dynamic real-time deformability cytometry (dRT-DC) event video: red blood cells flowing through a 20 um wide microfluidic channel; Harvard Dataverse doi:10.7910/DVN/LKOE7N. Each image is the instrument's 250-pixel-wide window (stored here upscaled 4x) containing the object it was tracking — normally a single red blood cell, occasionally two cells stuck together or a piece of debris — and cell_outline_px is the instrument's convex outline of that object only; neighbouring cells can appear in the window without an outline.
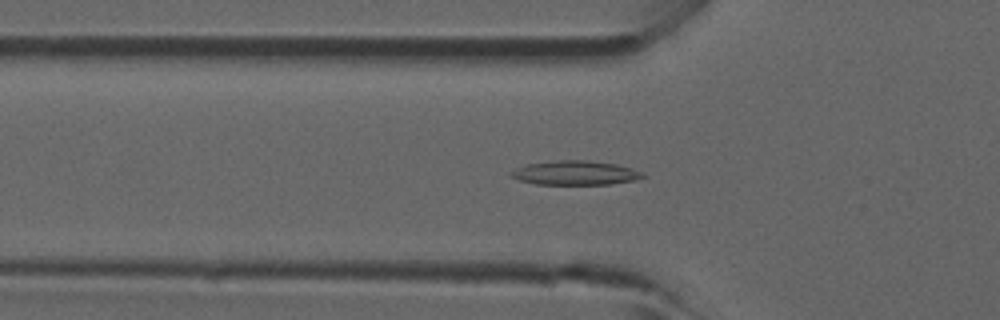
{"species": "common noctule bat (a hibernating species)", "species_latin": "Nyctalus noctula", "temperature_condition": "room temperature", "stored_images_in_passage": 34, "camera_frame_rate_fps": 3000, "um_per_image_px": 0.085, "animal": {"sex": "male", "forearm_length_mm": 52.5}, "frame": {"image": 1, "passage_image": 3, "time_ms": 0.667, "image_size_px": [1000, 320], "cell_outline_px": [[644, 176], [632, 180], [608, 184], [536, 184], [520, 180], [508, 176], [508, 172], [524, 164], [556, 160], [588, 160], [616, 164], [632, 168], [644, 172]], "centroid_in_image_um": [48.83, 14.68], "position_along_channel_um": 77.0, "area_um2": 18.61}}
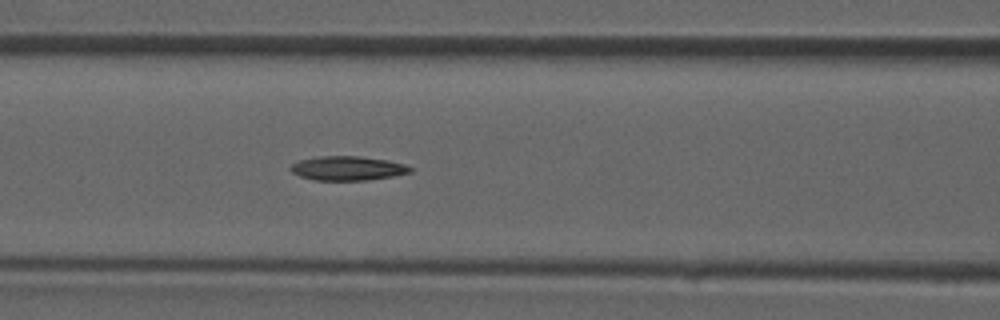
{"frame": {"image": 2, "passage_image": 7, "time_ms": 2.0, "image_size_px": [1000, 320], "cell_outline_px": [[412, 172], [392, 176], [368, 180], [312, 180], [300, 176], [292, 172], [288, 168], [292, 164], [300, 160], [320, 156], [360, 156], [388, 160], [404, 164], [412, 168]], "centroid_in_image_um": [29.54, 14.3], "position_along_channel_um": 137.1, "area_um2": 16.88}}
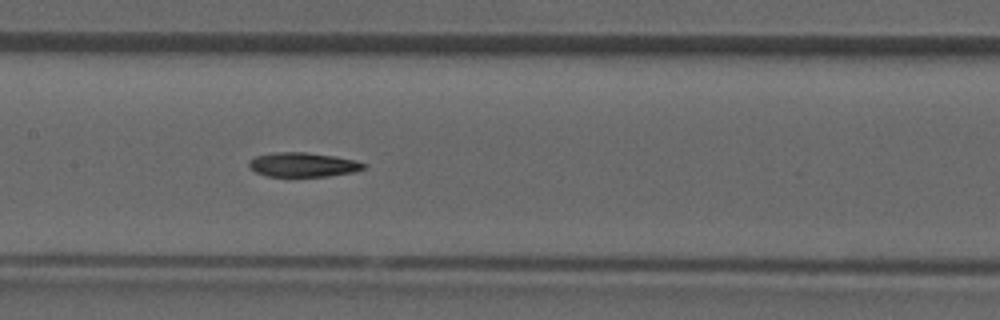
{"frame": {"image": 3, "passage_image": 10, "time_ms": 3.0, "image_size_px": [1000, 320], "cell_outline_px": [[368, 168], [352, 172], [328, 176], [268, 176], [256, 172], [248, 164], [248, 160], [256, 156], [272, 152], [304, 152], [332, 156], [356, 160], [368, 164]], "centroid_in_image_um": [25.78, 13.99], "position_along_channel_um": 181.6, "area_um2": 16.24}}